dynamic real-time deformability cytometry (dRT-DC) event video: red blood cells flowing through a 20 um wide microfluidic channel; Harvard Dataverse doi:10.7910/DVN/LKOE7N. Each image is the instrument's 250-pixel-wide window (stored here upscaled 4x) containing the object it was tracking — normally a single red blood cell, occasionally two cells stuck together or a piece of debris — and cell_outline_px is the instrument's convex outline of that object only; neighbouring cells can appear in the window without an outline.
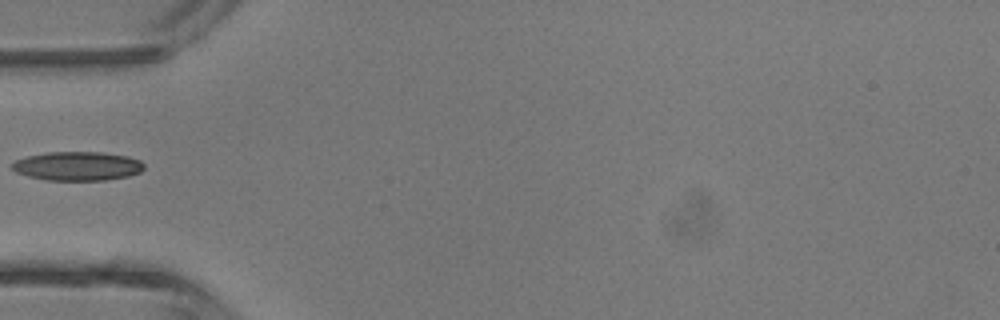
{"species": "common noctule bat (a hibernating species)", "species_latin": "Nyctalus noctula", "temperature_condition": "room temperature", "stored_images_in_passage": 31, "camera_frame_rate_fps": 3000, "um_per_image_px": 0.085, "animal": {"sex": "male", "body_mass_g": 13.3}, "frame": {"image": 1, "passage_image": 1, "time_ms": 0.0, "image_size_px": [1000, 320], "cell_outline_px": [[144, 168], [140, 172], [128, 176], [104, 180], [48, 180], [28, 176], [16, 172], [12, 168], [12, 164], [16, 160], [28, 156], [48, 152], [104, 152], [128, 156], [140, 160], [144, 164]], "centroid_in_image_um": [6.61, 14.11], "position_along_channel_um": 78.4, "area_um2": 22.2}}
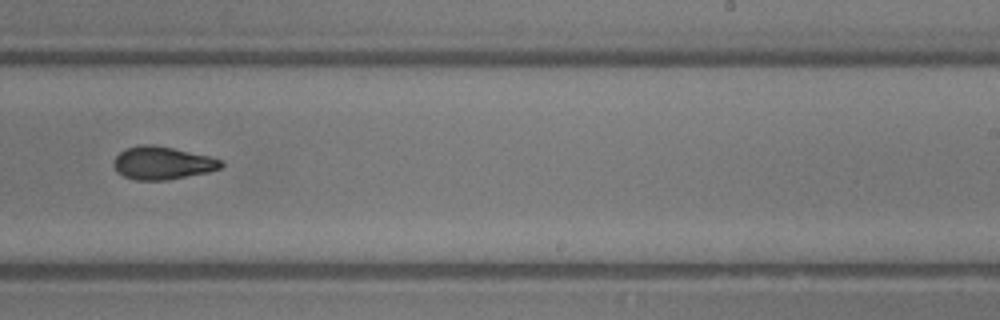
{"frame": {"image": 2, "passage_image": 14, "time_ms": 4.333, "image_size_px": [1000, 320], "cell_outline_px": [[224, 164], [220, 168], [208, 172], [168, 180], [136, 180], [124, 176], [116, 172], [112, 164], [112, 160], [120, 152], [128, 148], [140, 144], [152, 144], [172, 148], [208, 156], [224, 160]], "centroid_in_image_um": [13.78, 13.86], "position_along_channel_um": 275.2, "area_um2": 20.63}}
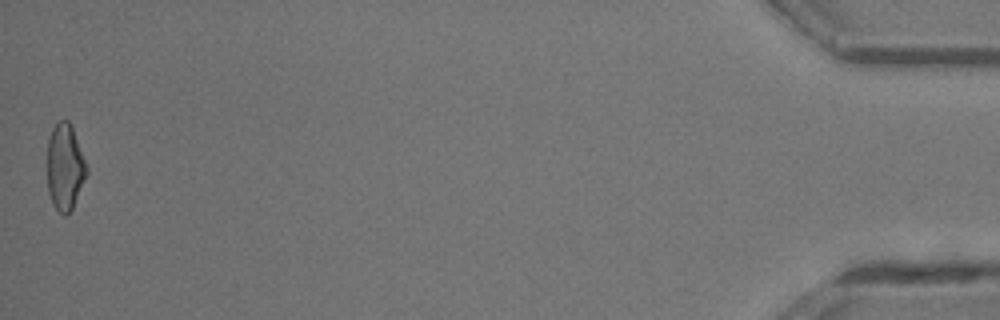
{"frame": {"image": 3, "passage_image": 31, "time_ms": 10.0, "image_size_px": [1000, 320], "cell_outline_px": [[88, 172], [72, 208], [64, 216], [52, 204], [48, 192], [48, 140], [52, 128], [56, 120], [68, 120], [72, 128], [88, 168]], "centroid_in_image_um": [5.51, 14.18], "position_along_channel_um": 429.7, "area_um2": 19.59}}